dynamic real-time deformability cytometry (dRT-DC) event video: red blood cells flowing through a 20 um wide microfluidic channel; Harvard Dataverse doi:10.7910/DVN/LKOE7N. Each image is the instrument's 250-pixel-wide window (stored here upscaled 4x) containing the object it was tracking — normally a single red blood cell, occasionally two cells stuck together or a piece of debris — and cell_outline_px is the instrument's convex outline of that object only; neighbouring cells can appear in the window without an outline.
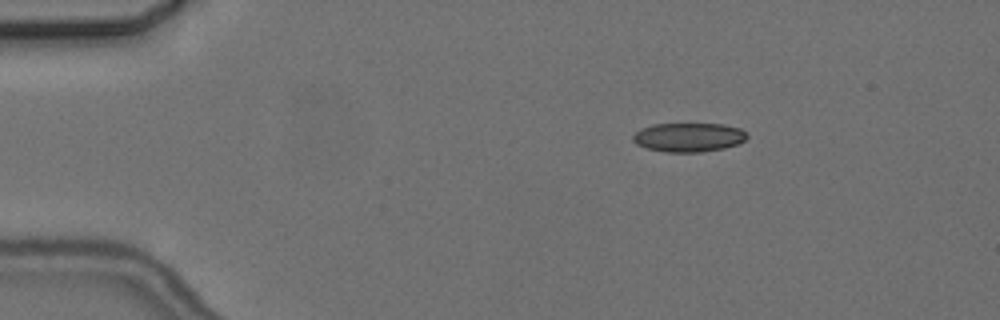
{"species": "common noctule bat (a hibernating species)", "species_latin": "Nyctalus noctula", "temperature_condition": "cold", "stored_images_in_passage": 3, "camera_frame_rate_fps": 3000, "um_per_image_px": 0.085, "animal": {"sex": "female", "body_mass_g": 24.6, "forearm_length_mm": 56.2}, "frame": {"image": 1, "passage_image": 1, "time_ms": 0.0, "image_size_px": [1000, 320], "cell_outline_px": [[748, 136], [744, 140], [736, 144], [724, 148], [700, 152], [664, 152], [644, 148], [636, 144], [632, 140], [632, 136], [640, 128], [652, 124], [724, 124], [740, 128]], "centroid_in_image_um": [58.48, 11.67], "position_along_channel_um": 26.5, "area_um2": 19.36}}
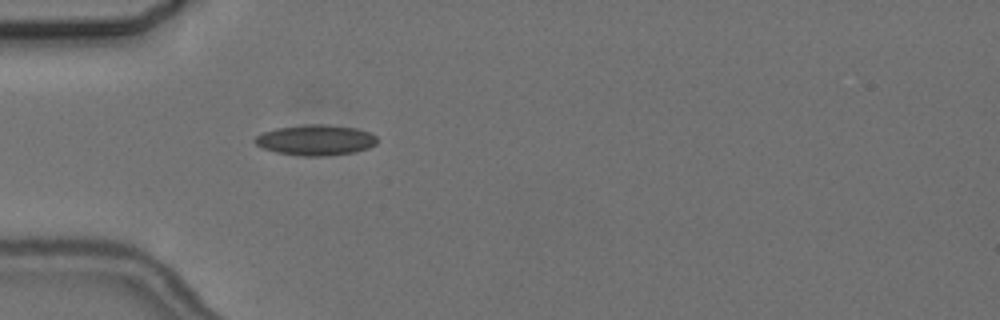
{"frame": {"image": 2, "passage_image": 3, "time_ms": 2.667, "image_size_px": [1000, 320], "cell_outline_px": [[380, 140], [376, 144], [368, 148], [356, 152], [324, 156], [304, 156], [276, 152], [264, 148], [256, 144], [252, 140], [256, 136], [264, 132], [276, 128], [304, 124], [324, 124], [356, 128], [368, 132], [376, 136]], "centroid_in_image_um": [26.85, 11.9], "position_along_channel_um": 58.1, "area_um2": 21.85}}